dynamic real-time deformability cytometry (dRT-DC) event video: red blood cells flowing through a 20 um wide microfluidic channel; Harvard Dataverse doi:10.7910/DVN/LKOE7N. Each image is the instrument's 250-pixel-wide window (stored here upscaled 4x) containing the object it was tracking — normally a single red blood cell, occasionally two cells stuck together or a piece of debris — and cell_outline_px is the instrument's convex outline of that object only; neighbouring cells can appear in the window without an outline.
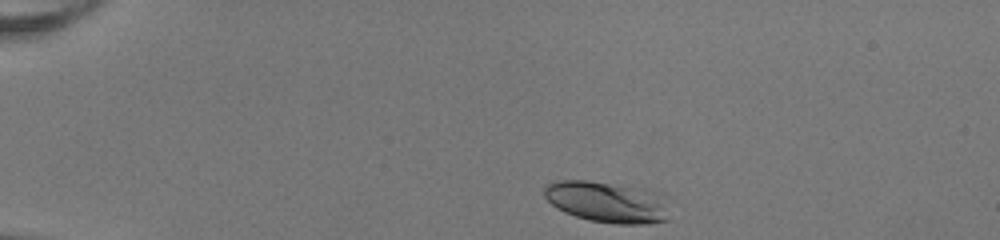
{"species": "human", "species_latin": "Homo sapiens", "temperature_condition": "room temperature", "stored_images_in_passage": 37, "camera_frame_rate_fps": 3000, "um_per_image_px": 0.085, "donor": {"sex": "female"}, "frame": {"image": 1, "passage_image": 1, "time_ms": 0.0, "image_size_px": [1000, 240], "cell_outline_px": [[668, 220], [648, 224], [616, 224], [588, 220], [564, 212], [556, 208], [544, 196], [544, 184], [552, 180], [588, 180], [632, 184], [660, 192]], "centroid_in_image_um": [51.57, 17.13], "position_along_channel_um": 33.4, "area_um2": 30.75}}
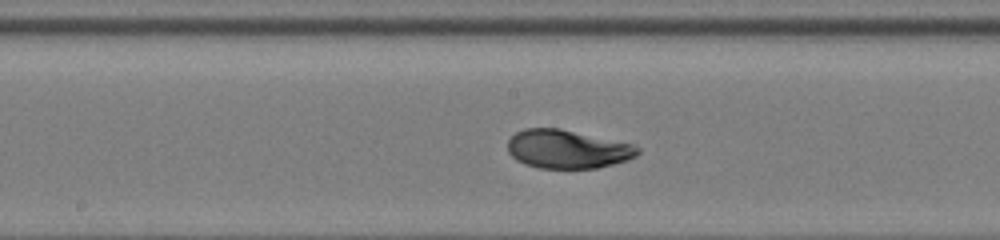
{"frame": {"image": 2, "passage_image": 19, "time_ms": 6.0, "image_size_px": [1000, 240], "cell_outline_px": [[640, 152], [636, 156], [628, 160], [596, 168], [540, 168], [524, 164], [516, 160], [508, 152], [508, 140], [516, 132], [524, 128], [560, 128], [636, 144], [640, 148]], "centroid_in_image_um": [48.25, 12.67], "position_along_channel_um": 199.9, "area_um2": 29.48}}
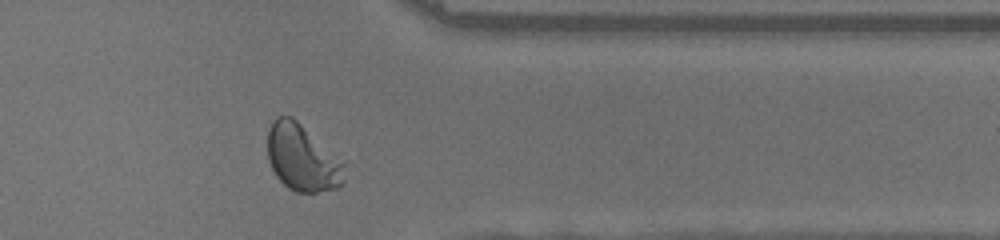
{"frame": {"image": 3, "passage_image": 33, "time_ms": 10.667, "image_size_px": [1000, 240], "cell_outline_px": [[344, 184], [336, 188], [316, 192], [296, 192], [288, 188], [276, 176], [268, 160], [268, 128], [272, 120], [276, 116], [292, 116], [344, 164]], "centroid_in_image_um": [25.65, 13.43], "position_along_channel_um": 385.7, "area_um2": 29.42}, "authors_computed_cell_mechanics": {"area_um2": 29.3046, "velocity_mm_per_s": 4.0643, "shape_relaxation_time_tau1_ms": 3.0237, "shape_relaxation_time_tau2_ms": 0.8125, "deformation_change_tau1": 0.1486, "deformation_change_tau2": 0.0344}}